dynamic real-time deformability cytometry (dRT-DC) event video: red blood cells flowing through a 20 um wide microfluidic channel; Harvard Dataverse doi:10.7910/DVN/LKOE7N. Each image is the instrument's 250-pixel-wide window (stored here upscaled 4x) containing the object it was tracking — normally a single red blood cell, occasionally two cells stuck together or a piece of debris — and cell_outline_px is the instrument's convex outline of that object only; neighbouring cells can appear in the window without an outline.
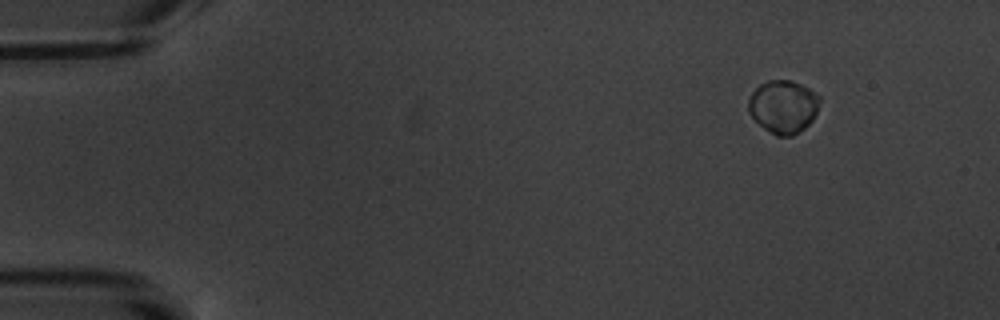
{"species": "common noctule bat (a hibernating species)", "species_latin": "Nyctalus noctula", "temperature_condition": "warm", "stored_images_in_passage": 15, "camera_frame_rate_fps": 3000, "um_per_image_px": 0.085, "animal": {"sex": "male", "body_mass_g": 20.1, "forearm_length_mm": 53.5}, "frame": {"image": 1, "passage_image": 1, "time_ms": 0.0, "image_size_px": [1000, 320], "cell_outline_px": [[820, 104], [812, 120], [804, 128], [792, 136], [776, 136], [764, 128], [748, 112], [748, 100], [752, 92], [760, 84], [768, 80], [792, 80], [808, 88], [820, 96]], "centroid_in_image_um": [66.58, 9.05], "position_along_channel_um": 18.4, "area_um2": 21.96}}
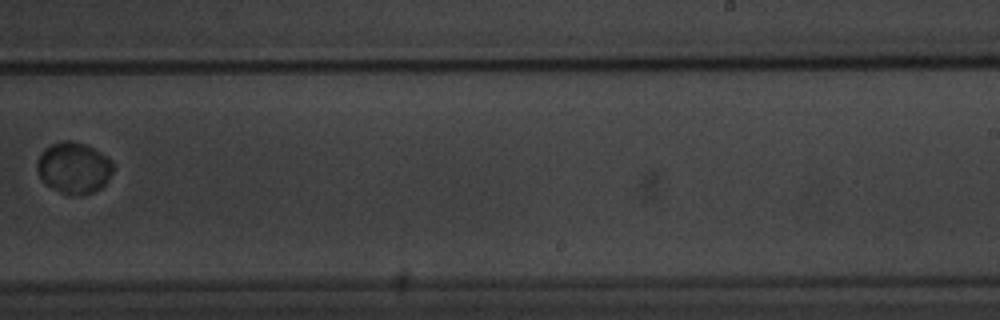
{"frame": {"image": 2, "passage_image": 9, "time_ms": 10.667, "image_size_px": [1000, 320], "cell_outline_px": [[112, 172], [108, 180], [100, 188], [92, 192], [80, 196], [60, 192], [52, 188], [40, 176], [36, 168], [36, 160], [52, 144], [64, 140], [72, 140], [84, 144], [100, 152], [112, 160]], "centroid_in_image_um": [6.29, 14.27], "position_along_channel_um": 282.7, "area_um2": 22.37}}
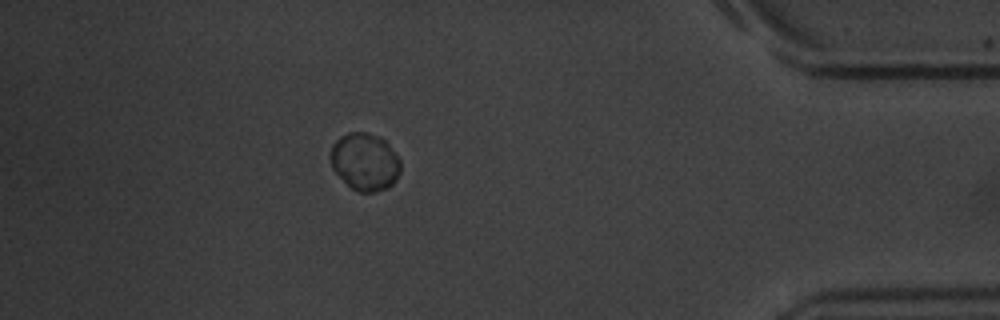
{"frame": {"image": 3, "passage_image": 13, "time_ms": 15.333, "image_size_px": [1000, 320], "cell_outline_px": [[400, 172], [396, 180], [388, 188], [376, 192], [360, 192], [352, 188], [332, 168], [328, 156], [332, 144], [340, 136], [348, 132], [368, 132], [380, 136], [388, 144], [400, 160]], "centroid_in_image_um": [31.0, 13.73], "position_along_channel_um": 404.2, "area_um2": 23.64}, "authors_computed_cell_mechanics": {"area_um2": 22.8888, "velocity_mm_per_s": 3.4527, "shape_relaxation_time_tau1_ms": 0.8826, "shape_relaxation_time_tau2_ms": null, "deformation_change_tau1": 0.0187, "deformation_change_tau2": null}}